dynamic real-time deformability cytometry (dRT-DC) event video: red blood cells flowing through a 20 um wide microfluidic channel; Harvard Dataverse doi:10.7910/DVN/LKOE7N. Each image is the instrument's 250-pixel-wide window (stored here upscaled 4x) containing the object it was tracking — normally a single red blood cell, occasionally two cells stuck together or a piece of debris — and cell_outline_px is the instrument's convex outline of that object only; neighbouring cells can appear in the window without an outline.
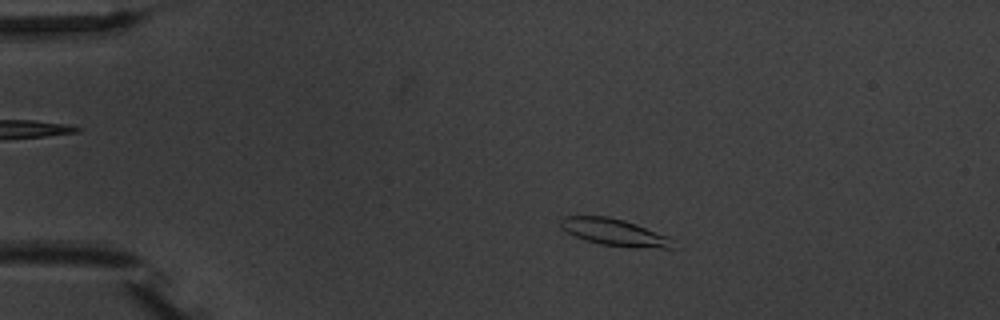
{"species": "common noctule bat (a hibernating species)", "species_latin": "Nyctalus noctula", "temperature_condition": "warm", "stored_images_in_passage": 4, "camera_frame_rate_fps": 3000, "um_per_image_px": 0.085, "animal": {"sex": "male", "body_mass_g": 20.1, "forearm_length_mm": 53.5}, "frame": {"image": 1, "passage_image": 3, "time_ms": 2.333, "image_size_px": [1000, 320], "cell_outline_px": [[676, 240], [672, 248], [636, 248], [600, 244], [584, 240], [560, 228], [560, 220], [564, 216], [608, 216], [624, 220], [636, 224], [668, 236]], "centroid_in_image_um": [52.25, 19.75], "position_along_channel_um": 32.8, "area_um2": 17.74}}